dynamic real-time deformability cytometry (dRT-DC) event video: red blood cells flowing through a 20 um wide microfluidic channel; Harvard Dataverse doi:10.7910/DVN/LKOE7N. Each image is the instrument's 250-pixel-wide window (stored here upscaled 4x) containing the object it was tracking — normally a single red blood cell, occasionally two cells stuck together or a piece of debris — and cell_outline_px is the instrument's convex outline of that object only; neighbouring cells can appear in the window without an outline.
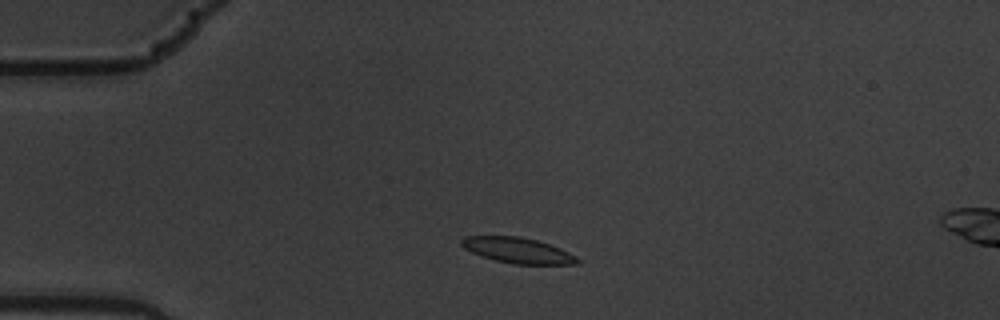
{"species": "common noctule bat (a hibernating species)", "species_latin": "Nyctalus noctula", "temperature_condition": "warm", "stored_images_in_passage": 3, "camera_frame_rate_fps": 3000, "um_per_image_px": 0.085, "animal": {"sex": "male", "body_mass_g": 19.5, "forearm_length_mm": 54.6}, "frame": {"image": 1, "passage_image": 1, "time_ms": 0.0, "image_size_px": [1000, 320], "cell_outline_px": [[580, 264], [512, 264], [480, 256], [464, 248], [460, 244], [460, 240], [464, 236], [520, 236], [536, 240], [560, 248], [576, 256], [580, 260]], "centroid_in_image_um": [43.99, 21.28], "position_along_channel_um": 41.0, "area_um2": 17.28}}